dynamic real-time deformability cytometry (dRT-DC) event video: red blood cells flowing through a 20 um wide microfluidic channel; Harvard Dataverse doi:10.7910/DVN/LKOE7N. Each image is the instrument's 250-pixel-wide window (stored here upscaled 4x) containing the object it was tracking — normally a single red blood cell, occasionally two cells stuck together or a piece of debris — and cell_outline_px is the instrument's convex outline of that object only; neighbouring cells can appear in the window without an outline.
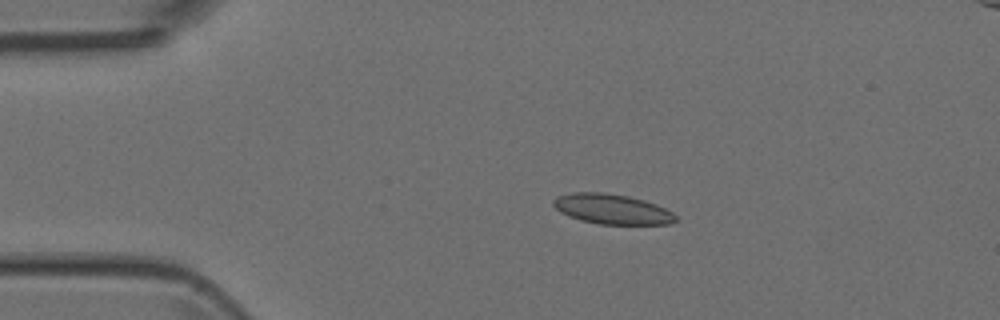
{"species": "Egyptian fruit bat (a non-hibernating species)", "species_latin": "Rousettus aegyptiacus", "temperature_condition": "room temperature", "stored_images_in_passage": 3, "camera_frame_rate_fps": 3000, "um_per_image_px": 0.085, "animal": {"sex": "female"}, "frame": {"image": 1, "passage_image": 1, "time_ms": 0.0, "image_size_px": [1000, 320], "cell_outline_px": [[680, 220], [672, 224], [600, 224], [580, 220], [568, 216], [560, 212], [552, 204], [552, 200], [556, 196], [572, 192], [604, 192], [628, 196], [644, 200], [656, 204], [672, 212]], "centroid_in_image_um": [52.02, 17.77], "position_along_channel_um": 33.0, "area_um2": 21.62}}